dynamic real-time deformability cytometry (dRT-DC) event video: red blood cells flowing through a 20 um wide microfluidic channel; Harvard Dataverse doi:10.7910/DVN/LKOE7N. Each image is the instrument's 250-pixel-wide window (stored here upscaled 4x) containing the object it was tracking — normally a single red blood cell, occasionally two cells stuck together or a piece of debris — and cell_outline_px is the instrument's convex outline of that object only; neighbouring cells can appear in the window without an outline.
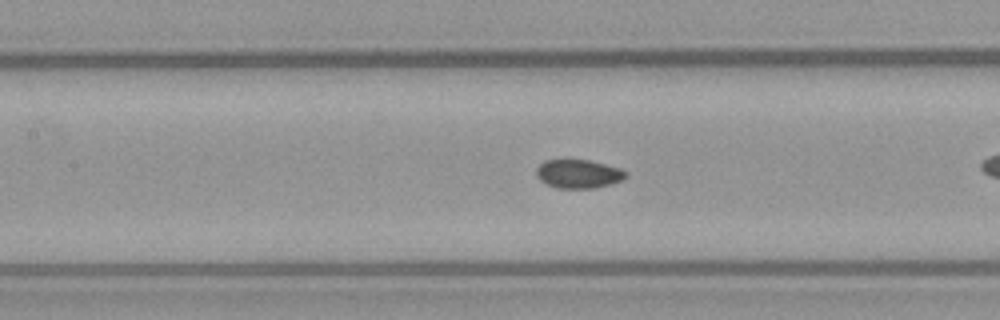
{"species": "common noctule bat (a hibernating species)", "species_latin": "Nyctalus noctula", "temperature_condition": "warm", "stored_images_in_passage": 41, "camera_frame_rate_fps": 3000, "um_per_image_px": 0.085, "animal": {"sex": "female", "body_mass_g": 21.9}, "frame": {"image": 1, "passage_image": 24, "time_ms": 7.667, "image_size_px": [1000, 320], "cell_outline_px": [[628, 176], [620, 180], [608, 184], [592, 188], [556, 188], [540, 180], [536, 176], [536, 168], [544, 160], [564, 156], [588, 160], [620, 168], [628, 172]], "centroid_in_image_um": [49.1, 14.72], "position_along_channel_um": 158.3, "area_um2": 15.43}}
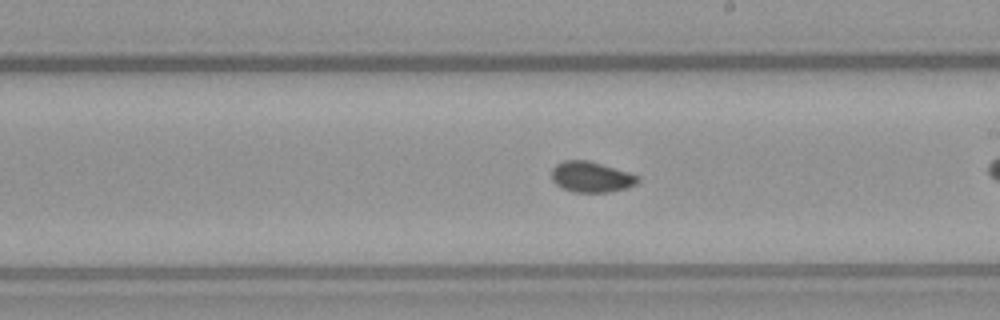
{"frame": {"image": 2, "passage_image": 30, "time_ms": 9.667, "image_size_px": [1000, 320], "cell_outline_px": [[640, 180], [636, 184], [628, 188], [608, 192], [576, 192], [564, 188], [556, 184], [552, 180], [552, 168], [556, 164], [564, 160], [588, 160], [628, 172], [640, 176]], "centroid_in_image_um": [50.27, 15.03], "position_along_channel_um": 238.7, "area_um2": 15.37}}